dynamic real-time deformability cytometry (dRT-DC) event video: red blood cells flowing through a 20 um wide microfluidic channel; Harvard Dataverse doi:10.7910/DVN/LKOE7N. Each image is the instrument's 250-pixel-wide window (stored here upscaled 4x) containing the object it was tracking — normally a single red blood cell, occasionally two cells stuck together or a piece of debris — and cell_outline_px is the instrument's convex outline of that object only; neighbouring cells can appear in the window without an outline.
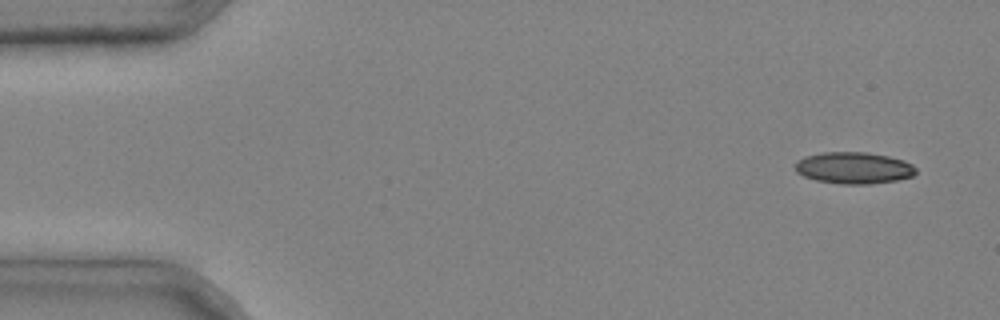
{"species": "common noctule bat (a hibernating species)", "species_latin": "Nyctalus noctula", "temperature_condition": "cold", "stored_images_in_passage": 4, "camera_frame_rate_fps": 3000, "um_per_image_px": 0.085, "animal": {"sex": "male", "body_mass_g": 20.4}, "frame": {"image": 1, "passage_image": 1, "time_ms": 0.0, "image_size_px": [1000, 320], "cell_outline_px": [[916, 172], [912, 176], [896, 180], [872, 184], [840, 184], [816, 180], [804, 176], [796, 172], [796, 160], [804, 156], [820, 152], [868, 152], [888, 156], [904, 160], [912, 164], [916, 168]], "centroid_in_image_um": [72.56, 14.26], "position_along_channel_um": 12.4, "area_um2": 22.43}}
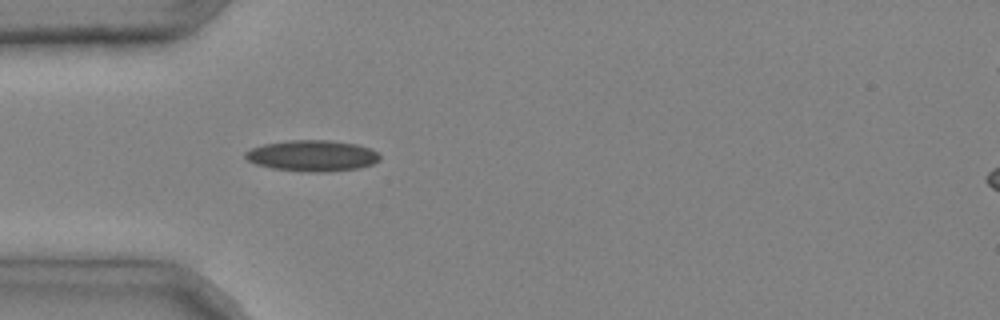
{"frame": {"image": 2, "passage_image": 4, "time_ms": 1.0, "image_size_px": [1000, 320], "cell_outline_px": [[380, 160], [372, 164], [360, 168], [328, 172], [308, 172], [272, 168], [256, 164], [248, 160], [244, 156], [244, 152], [252, 148], [264, 144], [288, 140], [328, 140], [356, 144], [372, 148], [380, 156]], "centroid_in_image_um": [26.56, 13.24], "position_along_channel_um": 58.4, "area_um2": 24.45}}